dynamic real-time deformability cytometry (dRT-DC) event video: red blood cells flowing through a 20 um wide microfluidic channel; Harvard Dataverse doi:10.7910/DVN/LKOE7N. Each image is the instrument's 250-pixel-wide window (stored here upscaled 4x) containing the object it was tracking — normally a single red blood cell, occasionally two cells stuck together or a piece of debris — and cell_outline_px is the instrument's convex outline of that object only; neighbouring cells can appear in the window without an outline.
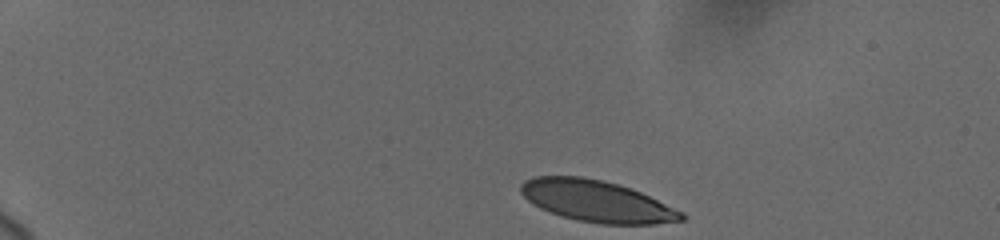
{"species": "human", "species_latin": "Homo sapiens", "temperature_condition": "cold", "stored_images_in_passage": 33, "camera_frame_rate_fps": 3000, "um_per_image_px": 0.085, "donor": {"sex": "female"}, "frame": {"image": 1, "passage_image": 1, "time_ms": 0.0, "image_size_px": [1000, 240], "cell_outline_px": [[688, 216], [684, 220], [652, 224], [600, 224], [580, 220], [564, 216], [540, 208], [532, 204], [520, 192], [520, 184], [524, 180], [536, 176], [580, 176], [600, 180], [616, 184], [640, 192], [684, 212]], "centroid_in_image_um": [50.73, 17.1], "position_along_channel_um": 34.3, "area_um2": 38.49}}
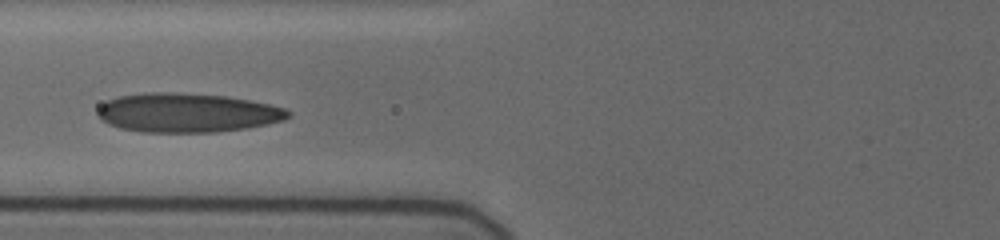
{"frame": {"image": 2, "passage_image": 21, "time_ms": 4.667, "image_size_px": [1000, 240], "cell_outline_px": [[292, 116], [284, 120], [268, 124], [248, 128], [216, 132], [140, 132], [120, 128], [108, 124], [100, 120], [96, 116], [96, 112], [108, 100], [120, 96], [144, 92], [176, 92], [228, 96], [268, 104], [284, 108], [292, 112]], "centroid_in_image_um": [15.92, 9.59], "position_along_channel_um": 109.9, "area_um2": 43.75}}
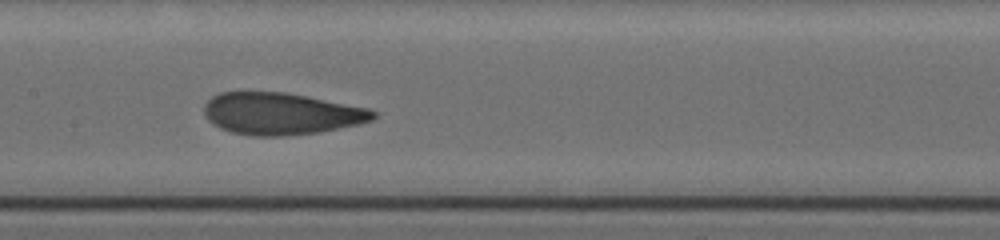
{"frame": {"image": 3, "passage_image": 32, "time_ms": 6.667, "image_size_px": [1000, 240], "cell_outline_px": [[376, 116], [372, 120], [356, 124], [320, 132], [284, 136], [252, 136], [232, 132], [220, 128], [208, 120], [204, 112], [204, 104], [212, 96], [220, 92], [284, 92], [308, 96], [368, 108], [376, 112]], "centroid_in_image_um": [23.87, 9.66], "position_along_channel_um": 183.5, "area_um2": 41.21}}